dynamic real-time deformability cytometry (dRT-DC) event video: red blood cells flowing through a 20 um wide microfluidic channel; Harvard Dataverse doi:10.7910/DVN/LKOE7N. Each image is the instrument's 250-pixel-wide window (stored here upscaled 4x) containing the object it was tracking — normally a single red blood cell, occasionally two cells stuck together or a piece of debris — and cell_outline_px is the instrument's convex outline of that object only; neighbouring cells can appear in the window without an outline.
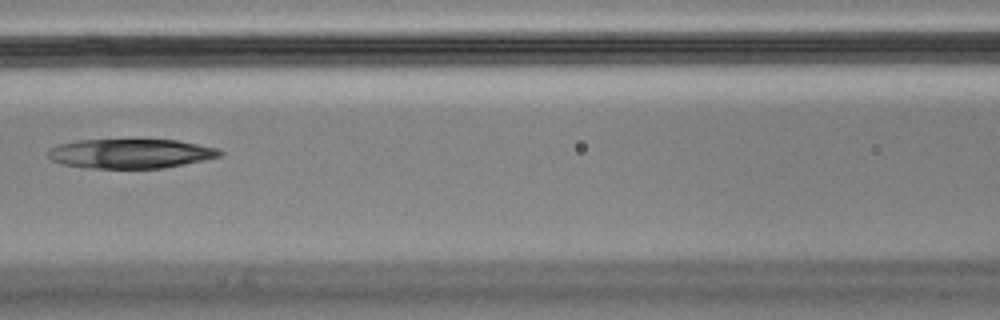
{"species": "Egyptian fruit bat (a non-hibernating species)", "species_latin": "Rousettus aegyptiacus", "temperature_condition": "cold", "stored_images_in_passage": 3, "camera_frame_rate_fps": 3000, "um_per_image_px": 0.085, "animal": {"sex": "male"}, "frame": {"image": 1, "passage_image": 3, "time_ms": 0.667, "image_size_px": [1000, 320], "cell_outline_px": [[224, 152], [220, 156], [204, 160], [164, 168], [88, 168], [60, 164], [52, 160], [48, 156], [48, 148], [60, 144], [76, 140], [176, 140], [216, 148]], "centroid_in_image_um": [11.06, 13.06], "position_along_channel_um": 155.5, "area_um2": 29.36}}